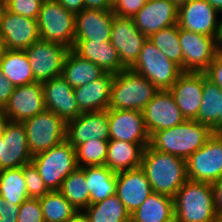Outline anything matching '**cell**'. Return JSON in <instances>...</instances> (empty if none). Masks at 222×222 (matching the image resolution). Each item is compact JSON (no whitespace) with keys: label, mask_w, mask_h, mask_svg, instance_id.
I'll return each instance as SVG.
<instances>
[{"label":"cell","mask_w":222,"mask_h":222,"mask_svg":"<svg viewBox=\"0 0 222 222\" xmlns=\"http://www.w3.org/2000/svg\"><path fill=\"white\" fill-rule=\"evenodd\" d=\"M141 168L154 193L172 198L188 180L185 159L159 152L150 145L144 149Z\"/></svg>","instance_id":"obj_1"},{"label":"cell","mask_w":222,"mask_h":222,"mask_svg":"<svg viewBox=\"0 0 222 222\" xmlns=\"http://www.w3.org/2000/svg\"><path fill=\"white\" fill-rule=\"evenodd\" d=\"M213 131L196 120H185L169 129L155 132L150 137V146L163 153L187 159L200 149L213 135Z\"/></svg>","instance_id":"obj_2"},{"label":"cell","mask_w":222,"mask_h":222,"mask_svg":"<svg viewBox=\"0 0 222 222\" xmlns=\"http://www.w3.org/2000/svg\"><path fill=\"white\" fill-rule=\"evenodd\" d=\"M174 222H213L215 212L212 184L187 180L173 197Z\"/></svg>","instance_id":"obj_3"},{"label":"cell","mask_w":222,"mask_h":222,"mask_svg":"<svg viewBox=\"0 0 222 222\" xmlns=\"http://www.w3.org/2000/svg\"><path fill=\"white\" fill-rule=\"evenodd\" d=\"M159 89L146 77L125 69L114 74L108 110L141 111Z\"/></svg>","instance_id":"obj_4"},{"label":"cell","mask_w":222,"mask_h":222,"mask_svg":"<svg viewBox=\"0 0 222 222\" xmlns=\"http://www.w3.org/2000/svg\"><path fill=\"white\" fill-rule=\"evenodd\" d=\"M40 39L73 49L76 14L56 0H44L38 16Z\"/></svg>","instance_id":"obj_5"},{"label":"cell","mask_w":222,"mask_h":222,"mask_svg":"<svg viewBox=\"0 0 222 222\" xmlns=\"http://www.w3.org/2000/svg\"><path fill=\"white\" fill-rule=\"evenodd\" d=\"M31 162L50 191L59 190L63 180L78 167L76 150L66 140L34 155Z\"/></svg>","instance_id":"obj_6"},{"label":"cell","mask_w":222,"mask_h":222,"mask_svg":"<svg viewBox=\"0 0 222 222\" xmlns=\"http://www.w3.org/2000/svg\"><path fill=\"white\" fill-rule=\"evenodd\" d=\"M130 69L146 77L159 90H169L183 73L182 68L167 58L149 39Z\"/></svg>","instance_id":"obj_7"},{"label":"cell","mask_w":222,"mask_h":222,"mask_svg":"<svg viewBox=\"0 0 222 222\" xmlns=\"http://www.w3.org/2000/svg\"><path fill=\"white\" fill-rule=\"evenodd\" d=\"M22 123L32 156L66 140V122L51 111L45 110Z\"/></svg>","instance_id":"obj_8"},{"label":"cell","mask_w":222,"mask_h":222,"mask_svg":"<svg viewBox=\"0 0 222 222\" xmlns=\"http://www.w3.org/2000/svg\"><path fill=\"white\" fill-rule=\"evenodd\" d=\"M190 181L213 183L222 177V133L214 132L206 143L186 159Z\"/></svg>","instance_id":"obj_9"},{"label":"cell","mask_w":222,"mask_h":222,"mask_svg":"<svg viewBox=\"0 0 222 222\" xmlns=\"http://www.w3.org/2000/svg\"><path fill=\"white\" fill-rule=\"evenodd\" d=\"M69 50V48L62 44L41 39L25 49L24 51L30 62L34 80L43 83L61 76L63 73V63Z\"/></svg>","instance_id":"obj_10"},{"label":"cell","mask_w":222,"mask_h":222,"mask_svg":"<svg viewBox=\"0 0 222 222\" xmlns=\"http://www.w3.org/2000/svg\"><path fill=\"white\" fill-rule=\"evenodd\" d=\"M179 43L183 54V72H205L220 53L214 37L180 28Z\"/></svg>","instance_id":"obj_11"},{"label":"cell","mask_w":222,"mask_h":222,"mask_svg":"<svg viewBox=\"0 0 222 222\" xmlns=\"http://www.w3.org/2000/svg\"><path fill=\"white\" fill-rule=\"evenodd\" d=\"M147 39L135 26L133 18L114 15L110 42L118 51L121 64L126 69L136 63Z\"/></svg>","instance_id":"obj_12"},{"label":"cell","mask_w":222,"mask_h":222,"mask_svg":"<svg viewBox=\"0 0 222 222\" xmlns=\"http://www.w3.org/2000/svg\"><path fill=\"white\" fill-rule=\"evenodd\" d=\"M142 113L150 137L155 132L172 128L186 120L169 90H159Z\"/></svg>","instance_id":"obj_13"},{"label":"cell","mask_w":222,"mask_h":222,"mask_svg":"<svg viewBox=\"0 0 222 222\" xmlns=\"http://www.w3.org/2000/svg\"><path fill=\"white\" fill-rule=\"evenodd\" d=\"M0 35L7 50H25L40 40L38 21L4 8L0 21Z\"/></svg>","instance_id":"obj_14"},{"label":"cell","mask_w":222,"mask_h":222,"mask_svg":"<svg viewBox=\"0 0 222 222\" xmlns=\"http://www.w3.org/2000/svg\"><path fill=\"white\" fill-rule=\"evenodd\" d=\"M0 170L22 167L32 161L27 135L22 122L9 121L2 131Z\"/></svg>","instance_id":"obj_15"},{"label":"cell","mask_w":222,"mask_h":222,"mask_svg":"<svg viewBox=\"0 0 222 222\" xmlns=\"http://www.w3.org/2000/svg\"><path fill=\"white\" fill-rule=\"evenodd\" d=\"M45 110L43 86L39 82L16 86L4 106L6 118L14 122H24Z\"/></svg>","instance_id":"obj_16"},{"label":"cell","mask_w":222,"mask_h":222,"mask_svg":"<svg viewBox=\"0 0 222 222\" xmlns=\"http://www.w3.org/2000/svg\"><path fill=\"white\" fill-rule=\"evenodd\" d=\"M93 139L109 140L108 109L84 112L66 123V141L72 147Z\"/></svg>","instance_id":"obj_17"},{"label":"cell","mask_w":222,"mask_h":222,"mask_svg":"<svg viewBox=\"0 0 222 222\" xmlns=\"http://www.w3.org/2000/svg\"><path fill=\"white\" fill-rule=\"evenodd\" d=\"M109 140L150 143L143 113L138 110H108Z\"/></svg>","instance_id":"obj_18"},{"label":"cell","mask_w":222,"mask_h":222,"mask_svg":"<svg viewBox=\"0 0 222 222\" xmlns=\"http://www.w3.org/2000/svg\"><path fill=\"white\" fill-rule=\"evenodd\" d=\"M204 72H183L169 92L187 120H195L200 109Z\"/></svg>","instance_id":"obj_19"},{"label":"cell","mask_w":222,"mask_h":222,"mask_svg":"<svg viewBox=\"0 0 222 222\" xmlns=\"http://www.w3.org/2000/svg\"><path fill=\"white\" fill-rule=\"evenodd\" d=\"M220 13L206 0H191L178 7L179 28L215 37Z\"/></svg>","instance_id":"obj_20"},{"label":"cell","mask_w":222,"mask_h":222,"mask_svg":"<svg viewBox=\"0 0 222 222\" xmlns=\"http://www.w3.org/2000/svg\"><path fill=\"white\" fill-rule=\"evenodd\" d=\"M133 21L138 30L149 38L157 31L178 23V7L171 0H147Z\"/></svg>","instance_id":"obj_21"},{"label":"cell","mask_w":222,"mask_h":222,"mask_svg":"<svg viewBox=\"0 0 222 222\" xmlns=\"http://www.w3.org/2000/svg\"><path fill=\"white\" fill-rule=\"evenodd\" d=\"M42 86L46 110L57 114L66 123L82 113L74 97V88L62 75L43 82Z\"/></svg>","instance_id":"obj_22"},{"label":"cell","mask_w":222,"mask_h":222,"mask_svg":"<svg viewBox=\"0 0 222 222\" xmlns=\"http://www.w3.org/2000/svg\"><path fill=\"white\" fill-rule=\"evenodd\" d=\"M146 174L141 167L117 173L116 195L131 214L152 193Z\"/></svg>","instance_id":"obj_23"},{"label":"cell","mask_w":222,"mask_h":222,"mask_svg":"<svg viewBox=\"0 0 222 222\" xmlns=\"http://www.w3.org/2000/svg\"><path fill=\"white\" fill-rule=\"evenodd\" d=\"M113 10L84 8L76 13L75 40L110 41Z\"/></svg>","instance_id":"obj_24"},{"label":"cell","mask_w":222,"mask_h":222,"mask_svg":"<svg viewBox=\"0 0 222 222\" xmlns=\"http://www.w3.org/2000/svg\"><path fill=\"white\" fill-rule=\"evenodd\" d=\"M72 50L81 58L98 65L105 72L116 74L126 69L121 64L118 51L110 41L75 40Z\"/></svg>","instance_id":"obj_25"},{"label":"cell","mask_w":222,"mask_h":222,"mask_svg":"<svg viewBox=\"0 0 222 222\" xmlns=\"http://www.w3.org/2000/svg\"><path fill=\"white\" fill-rule=\"evenodd\" d=\"M113 77L114 74L106 72L101 78L74 88V97L82 113L108 109Z\"/></svg>","instance_id":"obj_26"},{"label":"cell","mask_w":222,"mask_h":222,"mask_svg":"<svg viewBox=\"0 0 222 222\" xmlns=\"http://www.w3.org/2000/svg\"><path fill=\"white\" fill-rule=\"evenodd\" d=\"M149 144L109 140L106 166L115 173L141 167L144 149Z\"/></svg>","instance_id":"obj_27"},{"label":"cell","mask_w":222,"mask_h":222,"mask_svg":"<svg viewBox=\"0 0 222 222\" xmlns=\"http://www.w3.org/2000/svg\"><path fill=\"white\" fill-rule=\"evenodd\" d=\"M213 132L222 133V89L204 72V87L198 116L195 119Z\"/></svg>","instance_id":"obj_28"},{"label":"cell","mask_w":222,"mask_h":222,"mask_svg":"<svg viewBox=\"0 0 222 222\" xmlns=\"http://www.w3.org/2000/svg\"><path fill=\"white\" fill-rule=\"evenodd\" d=\"M106 72L93 62L81 58L70 49L63 63L62 76L71 88L84 86L101 78Z\"/></svg>","instance_id":"obj_29"},{"label":"cell","mask_w":222,"mask_h":222,"mask_svg":"<svg viewBox=\"0 0 222 222\" xmlns=\"http://www.w3.org/2000/svg\"><path fill=\"white\" fill-rule=\"evenodd\" d=\"M130 222H174L173 198L152 192L130 214Z\"/></svg>","instance_id":"obj_30"},{"label":"cell","mask_w":222,"mask_h":222,"mask_svg":"<svg viewBox=\"0 0 222 222\" xmlns=\"http://www.w3.org/2000/svg\"><path fill=\"white\" fill-rule=\"evenodd\" d=\"M85 178L89 186L90 204L116 195L117 173L111 171L106 165L86 166Z\"/></svg>","instance_id":"obj_31"},{"label":"cell","mask_w":222,"mask_h":222,"mask_svg":"<svg viewBox=\"0 0 222 222\" xmlns=\"http://www.w3.org/2000/svg\"><path fill=\"white\" fill-rule=\"evenodd\" d=\"M6 78L16 87L35 83L30 62L24 50H7L0 58Z\"/></svg>","instance_id":"obj_32"},{"label":"cell","mask_w":222,"mask_h":222,"mask_svg":"<svg viewBox=\"0 0 222 222\" xmlns=\"http://www.w3.org/2000/svg\"><path fill=\"white\" fill-rule=\"evenodd\" d=\"M85 167H77L62 182L58 190L77 211L90 205L89 186L86 184Z\"/></svg>","instance_id":"obj_33"},{"label":"cell","mask_w":222,"mask_h":222,"mask_svg":"<svg viewBox=\"0 0 222 222\" xmlns=\"http://www.w3.org/2000/svg\"><path fill=\"white\" fill-rule=\"evenodd\" d=\"M84 212L90 222H130V213L117 195L90 204Z\"/></svg>","instance_id":"obj_34"},{"label":"cell","mask_w":222,"mask_h":222,"mask_svg":"<svg viewBox=\"0 0 222 222\" xmlns=\"http://www.w3.org/2000/svg\"><path fill=\"white\" fill-rule=\"evenodd\" d=\"M0 196L18 206L28 198L23 166L0 170Z\"/></svg>","instance_id":"obj_35"},{"label":"cell","mask_w":222,"mask_h":222,"mask_svg":"<svg viewBox=\"0 0 222 222\" xmlns=\"http://www.w3.org/2000/svg\"><path fill=\"white\" fill-rule=\"evenodd\" d=\"M39 201L45 222H67L77 212L58 190L49 191Z\"/></svg>","instance_id":"obj_36"},{"label":"cell","mask_w":222,"mask_h":222,"mask_svg":"<svg viewBox=\"0 0 222 222\" xmlns=\"http://www.w3.org/2000/svg\"><path fill=\"white\" fill-rule=\"evenodd\" d=\"M180 28L178 24L163 28L152 34L148 39L167 58L175 62L183 71V54L179 43Z\"/></svg>","instance_id":"obj_37"},{"label":"cell","mask_w":222,"mask_h":222,"mask_svg":"<svg viewBox=\"0 0 222 222\" xmlns=\"http://www.w3.org/2000/svg\"><path fill=\"white\" fill-rule=\"evenodd\" d=\"M109 140H89L78 145L76 150L77 166L80 168L86 166L106 165Z\"/></svg>","instance_id":"obj_38"},{"label":"cell","mask_w":222,"mask_h":222,"mask_svg":"<svg viewBox=\"0 0 222 222\" xmlns=\"http://www.w3.org/2000/svg\"><path fill=\"white\" fill-rule=\"evenodd\" d=\"M23 175L26 182L28 198L39 199L50 191L32 162L23 166Z\"/></svg>","instance_id":"obj_39"},{"label":"cell","mask_w":222,"mask_h":222,"mask_svg":"<svg viewBox=\"0 0 222 222\" xmlns=\"http://www.w3.org/2000/svg\"><path fill=\"white\" fill-rule=\"evenodd\" d=\"M43 1L44 0H7L4 6L12 13L37 20Z\"/></svg>","instance_id":"obj_40"},{"label":"cell","mask_w":222,"mask_h":222,"mask_svg":"<svg viewBox=\"0 0 222 222\" xmlns=\"http://www.w3.org/2000/svg\"><path fill=\"white\" fill-rule=\"evenodd\" d=\"M17 222H45L38 198H27L19 206Z\"/></svg>","instance_id":"obj_41"},{"label":"cell","mask_w":222,"mask_h":222,"mask_svg":"<svg viewBox=\"0 0 222 222\" xmlns=\"http://www.w3.org/2000/svg\"><path fill=\"white\" fill-rule=\"evenodd\" d=\"M147 0H117L113 3L116 16L133 18L145 5Z\"/></svg>","instance_id":"obj_42"},{"label":"cell","mask_w":222,"mask_h":222,"mask_svg":"<svg viewBox=\"0 0 222 222\" xmlns=\"http://www.w3.org/2000/svg\"><path fill=\"white\" fill-rule=\"evenodd\" d=\"M19 206L6 201L0 196V222H17Z\"/></svg>","instance_id":"obj_43"},{"label":"cell","mask_w":222,"mask_h":222,"mask_svg":"<svg viewBox=\"0 0 222 222\" xmlns=\"http://www.w3.org/2000/svg\"><path fill=\"white\" fill-rule=\"evenodd\" d=\"M208 79L222 89V53L220 52L205 71Z\"/></svg>","instance_id":"obj_44"},{"label":"cell","mask_w":222,"mask_h":222,"mask_svg":"<svg viewBox=\"0 0 222 222\" xmlns=\"http://www.w3.org/2000/svg\"><path fill=\"white\" fill-rule=\"evenodd\" d=\"M15 86L2 73L0 67V106H5L14 92Z\"/></svg>","instance_id":"obj_45"},{"label":"cell","mask_w":222,"mask_h":222,"mask_svg":"<svg viewBox=\"0 0 222 222\" xmlns=\"http://www.w3.org/2000/svg\"><path fill=\"white\" fill-rule=\"evenodd\" d=\"M215 212L218 218H222V177L212 183Z\"/></svg>","instance_id":"obj_46"},{"label":"cell","mask_w":222,"mask_h":222,"mask_svg":"<svg viewBox=\"0 0 222 222\" xmlns=\"http://www.w3.org/2000/svg\"><path fill=\"white\" fill-rule=\"evenodd\" d=\"M68 11L79 13L85 8V0H56Z\"/></svg>","instance_id":"obj_47"},{"label":"cell","mask_w":222,"mask_h":222,"mask_svg":"<svg viewBox=\"0 0 222 222\" xmlns=\"http://www.w3.org/2000/svg\"><path fill=\"white\" fill-rule=\"evenodd\" d=\"M113 4L109 0H85V8L112 10Z\"/></svg>","instance_id":"obj_48"},{"label":"cell","mask_w":222,"mask_h":222,"mask_svg":"<svg viewBox=\"0 0 222 222\" xmlns=\"http://www.w3.org/2000/svg\"><path fill=\"white\" fill-rule=\"evenodd\" d=\"M214 39L219 52L222 53V19L218 20L217 31Z\"/></svg>","instance_id":"obj_49"},{"label":"cell","mask_w":222,"mask_h":222,"mask_svg":"<svg viewBox=\"0 0 222 222\" xmlns=\"http://www.w3.org/2000/svg\"><path fill=\"white\" fill-rule=\"evenodd\" d=\"M67 222H90V220L84 211H77Z\"/></svg>","instance_id":"obj_50"},{"label":"cell","mask_w":222,"mask_h":222,"mask_svg":"<svg viewBox=\"0 0 222 222\" xmlns=\"http://www.w3.org/2000/svg\"><path fill=\"white\" fill-rule=\"evenodd\" d=\"M212 7H214L220 15L222 14V0H206Z\"/></svg>","instance_id":"obj_51"},{"label":"cell","mask_w":222,"mask_h":222,"mask_svg":"<svg viewBox=\"0 0 222 222\" xmlns=\"http://www.w3.org/2000/svg\"><path fill=\"white\" fill-rule=\"evenodd\" d=\"M7 118L5 116L4 107L0 106V133H2L5 123L7 122Z\"/></svg>","instance_id":"obj_52"},{"label":"cell","mask_w":222,"mask_h":222,"mask_svg":"<svg viewBox=\"0 0 222 222\" xmlns=\"http://www.w3.org/2000/svg\"><path fill=\"white\" fill-rule=\"evenodd\" d=\"M5 51H6V48L4 45V40H3L2 36L0 35V58L2 57V55L4 54Z\"/></svg>","instance_id":"obj_53"},{"label":"cell","mask_w":222,"mask_h":222,"mask_svg":"<svg viewBox=\"0 0 222 222\" xmlns=\"http://www.w3.org/2000/svg\"><path fill=\"white\" fill-rule=\"evenodd\" d=\"M177 7L181 6L182 4H185L191 0H171Z\"/></svg>","instance_id":"obj_54"},{"label":"cell","mask_w":222,"mask_h":222,"mask_svg":"<svg viewBox=\"0 0 222 222\" xmlns=\"http://www.w3.org/2000/svg\"><path fill=\"white\" fill-rule=\"evenodd\" d=\"M4 8H5L4 4L0 3V21H1V15H2Z\"/></svg>","instance_id":"obj_55"},{"label":"cell","mask_w":222,"mask_h":222,"mask_svg":"<svg viewBox=\"0 0 222 222\" xmlns=\"http://www.w3.org/2000/svg\"><path fill=\"white\" fill-rule=\"evenodd\" d=\"M1 143H3L2 133H0V148H1Z\"/></svg>","instance_id":"obj_56"},{"label":"cell","mask_w":222,"mask_h":222,"mask_svg":"<svg viewBox=\"0 0 222 222\" xmlns=\"http://www.w3.org/2000/svg\"><path fill=\"white\" fill-rule=\"evenodd\" d=\"M213 222H222V218H217L215 221Z\"/></svg>","instance_id":"obj_57"},{"label":"cell","mask_w":222,"mask_h":222,"mask_svg":"<svg viewBox=\"0 0 222 222\" xmlns=\"http://www.w3.org/2000/svg\"><path fill=\"white\" fill-rule=\"evenodd\" d=\"M7 0H0V3L5 4Z\"/></svg>","instance_id":"obj_58"},{"label":"cell","mask_w":222,"mask_h":222,"mask_svg":"<svg viewBox=\"0 0 222 222\" xmlns=\"http://www.w3.org/2000/svg\"><path fill=\"white\" fill-rule=\"evenodd\" d=\"M112 4L115 2V1H117V0H109Z\"/></svg>","instance_id":"obj_59"}]
</instances>
